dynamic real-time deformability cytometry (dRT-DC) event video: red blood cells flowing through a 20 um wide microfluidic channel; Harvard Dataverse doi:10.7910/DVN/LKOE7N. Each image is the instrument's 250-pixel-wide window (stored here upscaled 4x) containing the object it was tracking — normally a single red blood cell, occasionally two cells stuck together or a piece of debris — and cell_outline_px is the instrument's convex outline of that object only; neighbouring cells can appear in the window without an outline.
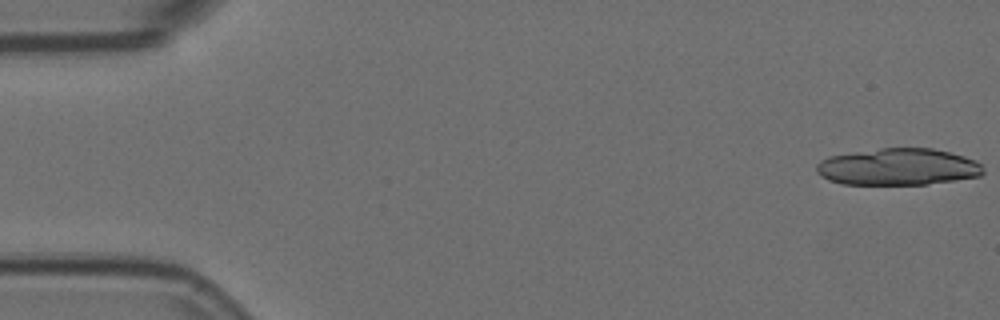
{"species": "Egyptian fruit bat (a non-hibernating species)", "species_latin": "Rousettus aegyptiacus", "temperature_condition": "room temperature", "stored_images_in_passage": 4, "camera_frame_rate_fps": 3000, "um_per_image_px": 0.085, "animal": {"sex": "female"}, "frame": {"image": 1, "passage_image": 1, "time_ms": 0.0, "image_size_px": [1000, 320], "cell_outline_px": [[984, 172], [980, 176], [956, 180], [928, 184], [840, 184], [828, 180], [820, 176], [816, 172], [816, 164], [820, 160], [828, 156], [880, 148], [932, 148], [964, 156], [976, 160], [984, 168]], "centroid_in_image_um": [76.32, 14.18], "position_along_channel_um": 8.7, "area_um2": 35.95}}